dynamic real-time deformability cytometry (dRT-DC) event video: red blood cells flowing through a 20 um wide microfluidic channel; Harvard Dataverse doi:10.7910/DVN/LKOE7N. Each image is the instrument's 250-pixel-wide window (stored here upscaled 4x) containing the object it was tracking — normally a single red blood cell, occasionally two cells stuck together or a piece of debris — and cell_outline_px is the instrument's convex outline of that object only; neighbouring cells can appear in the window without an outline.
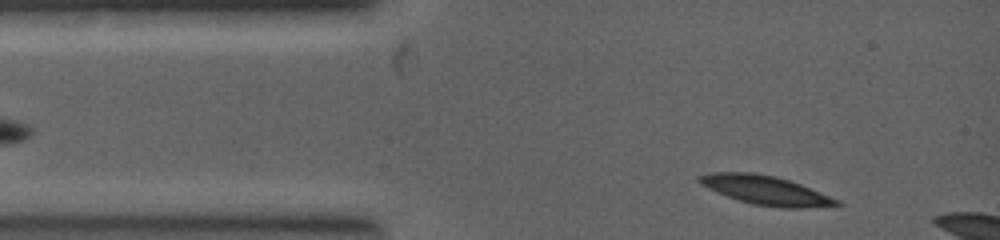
{"species": "common noctule bat (a hibernating species)", "species_latin": "Nyctalus noctula", "temperature_condition": "warm", "stored_images_in_passage": 7, "camera_frame_rate_fps": 5000, "um_per_image_px": 0.085, "animal": {"sex": "female", "body_mass_g": 19.0, "forearm_length_mm": 53.3}, "frame": {"image": 1, "passage_image": 2, "time_ms": 0.2, "image_size_px": [1000, 240], "cell_outline_px": [[844, 204], [800, 208], [780, 208], [752, 204], [716, 192], [700, 184], [696, 180], [700, 176], [708, 172], [752, 172], [776, 176], [800, 184], [840, 200]], "centroid_in_image_um": [65.06, 16.16], "position_along_channel_um": 19.9, "area_um2": 23.12}}